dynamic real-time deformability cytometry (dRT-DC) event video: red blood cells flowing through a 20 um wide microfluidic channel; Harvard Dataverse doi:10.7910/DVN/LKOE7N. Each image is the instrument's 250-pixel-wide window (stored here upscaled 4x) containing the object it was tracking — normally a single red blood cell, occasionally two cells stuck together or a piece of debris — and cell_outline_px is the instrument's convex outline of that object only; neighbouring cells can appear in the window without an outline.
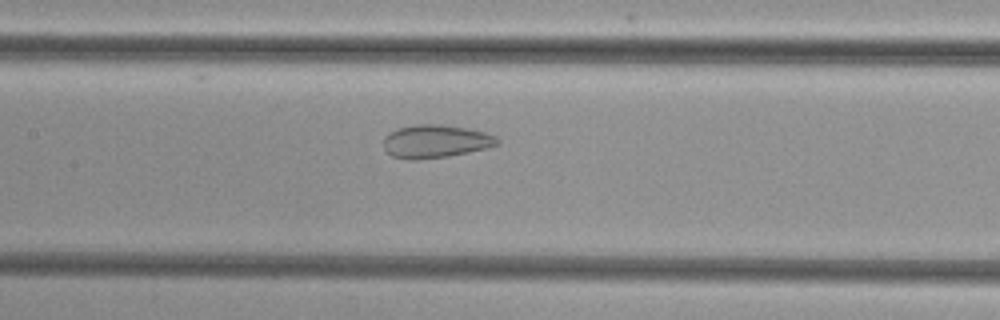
{"species": "common noctule bat (a hibernating species)", "species_latin": "Nyctalus noctula", "temperature_condition": "cold", "stored_images_in_passage": 52, "camera_frame_rate_fps": 3000, "um_per_image_px": 0.085, "animal": {"sex": "female", "body_mass_g": 29.2, "forearm_length_mm": 56.3}, "frame": {"image": 1, "passage_image": 25, "time_ms": 8.0, "image_size_px": [1000, 320], "cell_outline_px": [[500, 144], [468, 152], [448, 156], [416, 160], [404, 160], [392, 156], [384, 148], [384, 136], [388, 132], [396, 128], [416, 124], [440, 124], [464, 128], [484, 132], [496, 136], [500, 140]], "centroid_in_image_um": [36.98, 12.01], "position_along_channel_um": 170.4, "area_um2": 22.02}}
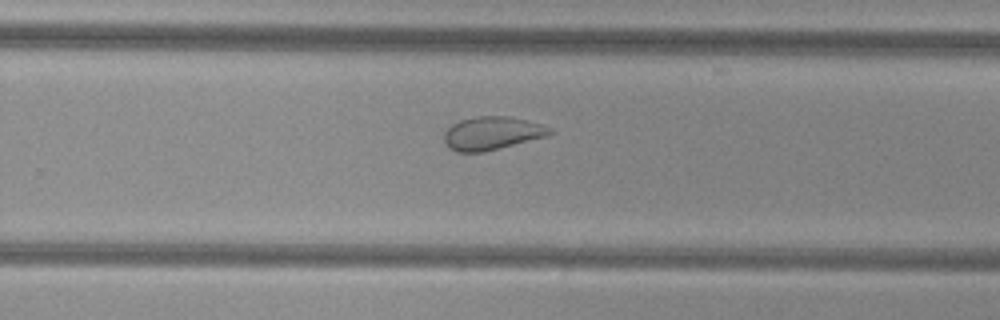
{"frame": {"image": 2, "passage_image": 34, "time_ms": 11.0, "image_size_px": [1000, 320], "cell_outline_px": [[556, 132], [548, 136], [484, 152], [456, 152], [448, 148], [444, 140], [444, 132], [452, 124], [460, 120], [476, 116], [508, 116], [544, 124], [552, 128]], "centroid_in_image_um": [41.85, 11.32], "position_along_channel_um": 287.9, "area_um2": 20.75}}
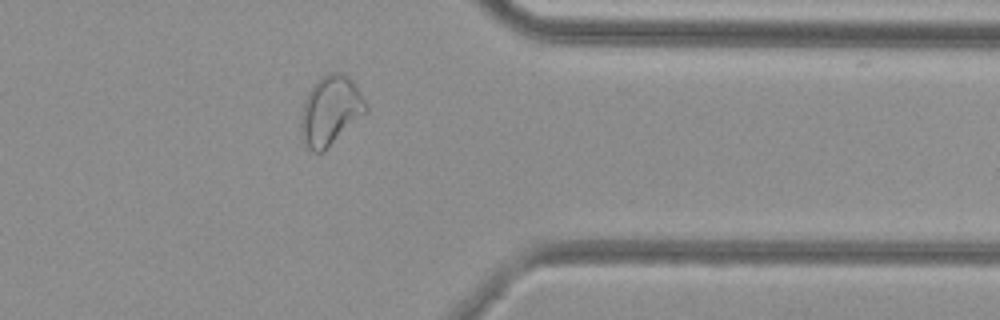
{"frame": {"image": 3, "passage_image": 42, "time_ms": 13.667, "image_size_px": [1000, 320], "cell_outline_px": [[368, 112], [324, 152], [312, 152], [304, 144], [300, 136], [300, 116], [304, 100], [312, 84], [316, 80], [328, 72], [344, 72], [356, 84], [368, 104]], "centroid_in_image_um": [28.09, 9.4], "position_along_channel_um": 383.3, "area_um2": 27.11}}